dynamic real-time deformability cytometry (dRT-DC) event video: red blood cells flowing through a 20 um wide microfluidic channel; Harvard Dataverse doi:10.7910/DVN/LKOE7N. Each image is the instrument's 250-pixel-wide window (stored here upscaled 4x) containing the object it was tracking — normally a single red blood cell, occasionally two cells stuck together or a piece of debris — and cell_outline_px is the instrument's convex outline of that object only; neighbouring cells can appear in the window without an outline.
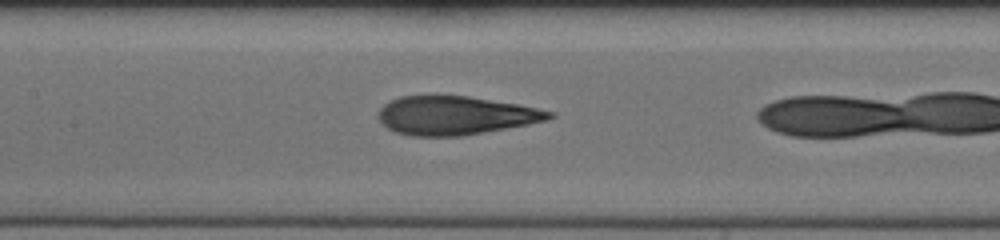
{"species": "human", "species_latin": "Homo sapiens", "temperature_condition": "cold", "stored_images_in_passage": 7, "camera_frame_rate_fps": 3000, "um_per_image_px": 0.085, "donor": {"sex": "female"}, "frame": {"image": 1, "passage_image": 6, "time_ms": 1.667, "image_size_px": [1000, 240], "cell_outline_px": [[556, 116], [548, 120], [528, 124], [460, 136], [412, 136], [396, 132], [388, 128], [376, 116], [380, 108], [384, 104], [400, 96], [436, 92], [468, 96], [520, 104], [556, 112]], "centroid_in_image_um": [38.69, 9.76], "position_along_channel_um": 168.7, "area_um2": 39.36}}